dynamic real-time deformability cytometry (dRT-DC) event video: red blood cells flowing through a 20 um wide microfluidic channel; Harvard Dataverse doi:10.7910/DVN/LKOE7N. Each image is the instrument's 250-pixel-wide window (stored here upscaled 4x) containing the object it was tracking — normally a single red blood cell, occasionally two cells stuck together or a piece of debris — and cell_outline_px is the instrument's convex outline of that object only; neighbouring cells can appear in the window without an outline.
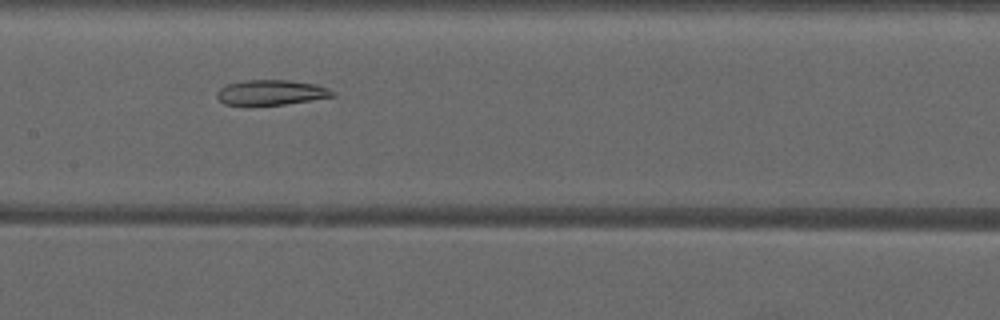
{"species": "common noctule bat (a hibernating species)", "species_latin": "Nyctalus noctula", "temperature_condition": "warm", "stored_images_in_passage": 6, "camera_frame_rate_fps": 3000, "um_per_image_px": 0.085, "animal": {"sex": "male", "forearm_length_mm": 52.5}, "frame": {"image": 1, "passage_image": 4, "time_ms": 3.667, "image_size_px": [1000, 320], "cell_outline_px": [[336, 96], [312, 100], [284, 104], [248, 108], [244, 108], [224, 104], [216, 96], [216, 92], [220, 88], [228, 84], [248, 80], [288, 80], [316, 84], [328, 88], [336, 92]], "centroid_in_image_um": [23.01, 7.91], "position_along_channel_um": 184.4, "area_um2": 17.63}}
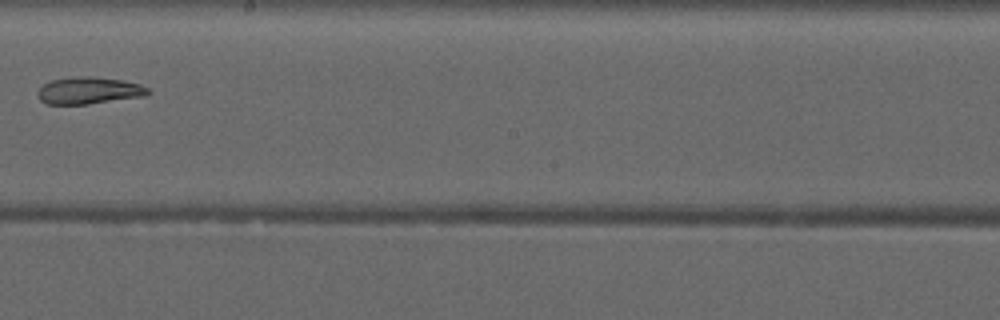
{"frame": {"image": 2, "passage_image": 5, "time_ms": 5.0, "image_size_px": [1000, 320], "cell_outline_px": [[152, 92], [148, 96], [88, 104], [48, 104], [40, 100], [36, 96], [36, 92], [44, 84], [52, 80], [80, 76], [88, 76], [124, 80], [140, 84], [148, 88]], "centroid_in_image_um": [7.6, 7.7], "position_along_channel_um": 240.6, "area_um2": 17.51}}
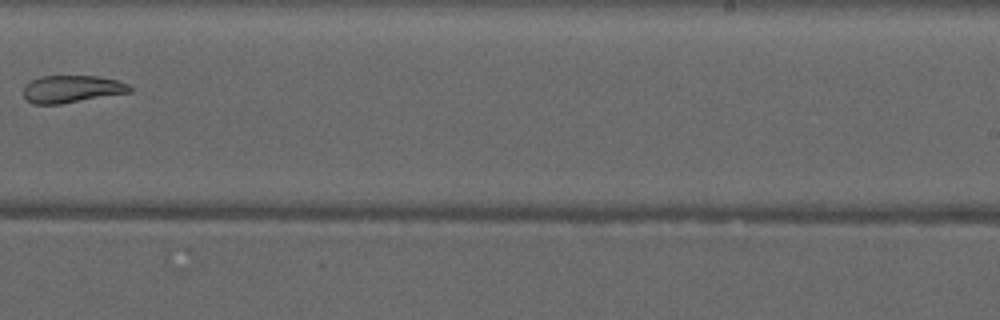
{"frame": {"image": 3, "passage_image": 6, "time_ms": 6.0, "image_size_px": [1000, 320], "cell_outline_px": [[132, 92], [60, 104], [32, 104], [24, 96], [24, 88], [32, 80], [40, 76], [96, 76], [116, 80], [128, 84], [132, 88]], "centroid_in_image_um": [6.12, 7.57], "position_along_channel_um": 282.9, "area_um2": 16.82}}